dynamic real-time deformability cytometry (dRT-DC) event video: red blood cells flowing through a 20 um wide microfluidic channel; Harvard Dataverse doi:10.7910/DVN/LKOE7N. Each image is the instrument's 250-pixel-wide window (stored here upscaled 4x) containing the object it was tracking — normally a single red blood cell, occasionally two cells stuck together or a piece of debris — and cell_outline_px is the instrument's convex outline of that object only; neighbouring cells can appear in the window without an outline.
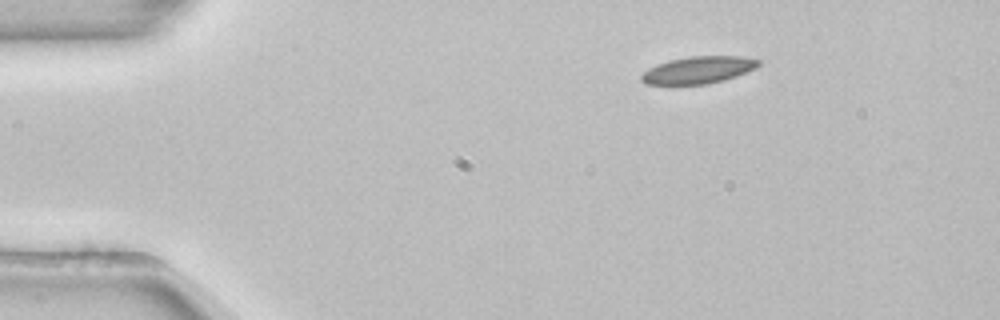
{"species": "common noctule bat (a hibernating species)", "species_latin": "Nyctalus noctula", "temperature_condition": "room temperature", "stored_images_in_passage": 46, "camera_frame_rate_fps": 3000, "um_per_image_px": 0.085, "animal": {"sex": "female", "body_mass_g": 22.7, "forearm_length_mm": 54.2}, "frame": {"image": 1, "passage_image": 1, "time_ms": 0.0, "image_size_px": [1000, 320], "cell_outline_px": [[760, 64], [756, 68], [736, 76], [724, 80], [708, 84], [648, 84], [640, 80], [640, 76], [648, 68], [668, 60], [692, 56], [744, 56], [760, 60]], "centroid_in_image_um": [59.37, 5.94], "position_along_channel_um": 25.6, "area_um2": 18.5}}
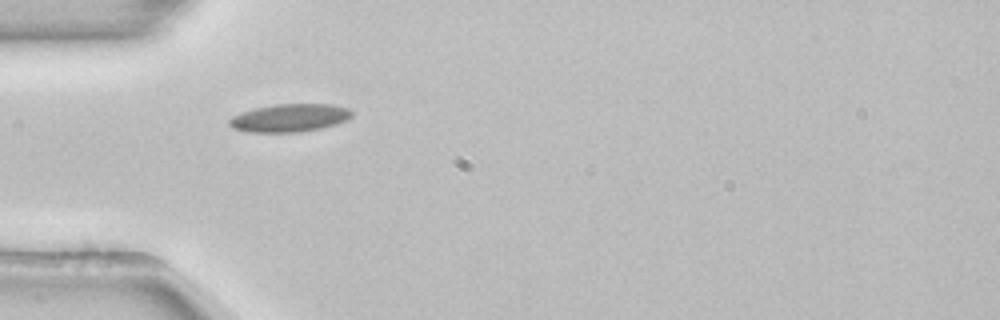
{"frame": {"image": 2, "passage_image": 9, "time_ms": 2.667, "image_size_px": [1000, 320], "cell_outline_px": [[352, 116], [348, 120], [336, 124], [320, 128], [300, 132], [248, 132], [232, 128], [228, 124], [228, 120], [232, 116], [256, 108], [276, 104], [332, 104], [348, 108], [352, 112]], "centroid_in_image_um": [24.63, 10.02], "position_along_channel_um": 60.4, "area_um2": 19.94}}
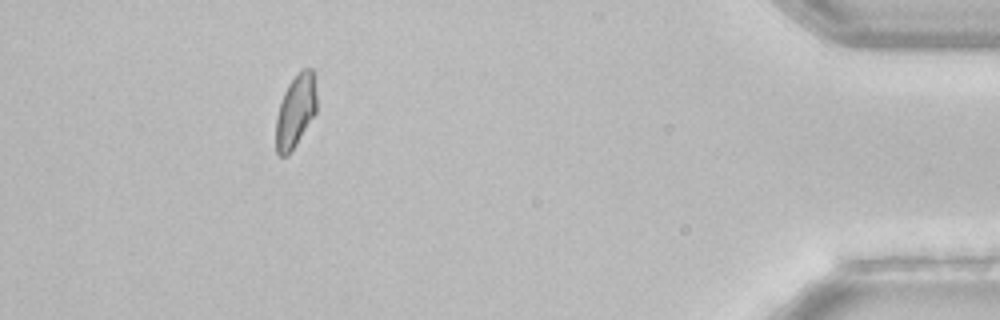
{"frame": {"image": 3, "passage_image": 41, "time_ms": 13.333, "image_size_px": [1000, 320], "cell_outline_px": [[316, 112], [296, 144], [288, 156], [280, 156], [276, 152], [276, 120], [280, 104], [284, 92], [288, 84], [304, 68], [312, 68], [316, 72]], "centroid_in_image_um": [25.14, 9.42], "position_along_channel_um": 410.1, "area_um2": 17.28}, "authors_computed_cell_mechanics": {"area_um2": 18.3226, "velocity_mm_per_s": 3.8689, "shape_relaxation_time_tau1_ms": 3.7491, "shape_relaxation_time_tau2_ms": 2.7165, "deformation_change_tau1": 0.1019, "deformation_change_tau2": 0.0711}}